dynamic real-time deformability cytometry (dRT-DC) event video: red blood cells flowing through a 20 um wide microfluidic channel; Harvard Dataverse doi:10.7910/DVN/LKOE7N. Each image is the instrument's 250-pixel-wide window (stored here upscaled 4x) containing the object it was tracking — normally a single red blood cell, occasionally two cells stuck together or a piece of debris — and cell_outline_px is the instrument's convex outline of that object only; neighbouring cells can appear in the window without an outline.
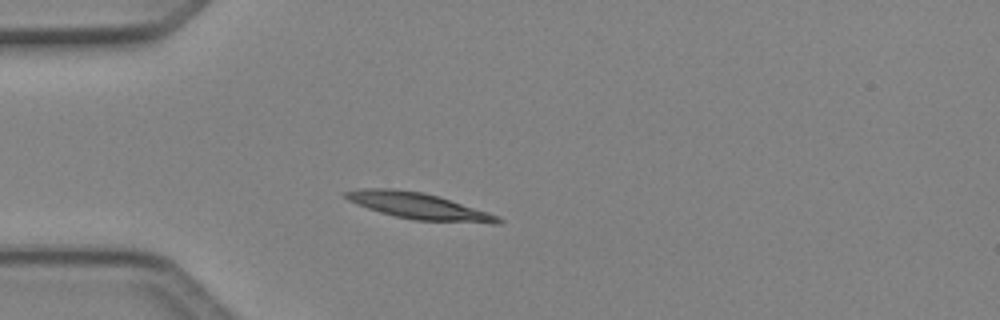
{"species": "Egyptian fruit bat (a non-hibernating species)", "species_latin": "Rousettus aegyptiacus", "temperature_condition": "cold", "stored_images_in_passage": 3, "camera_frame_rate_fps": 3000, "um_per_image_px": 0.085, "animal": {"sex": "female"}, "frame": {"image": 1, "passage_image": 2, "time_ms": 0.333, "image_size_px": [1000, 320], "cell_outline_px": [[504, 220], [500, 224], [492, 224], [412, 220], [380, 212], [368, 208], [348, 200], [344, 196], [344, 192], [360, 188], [392, 188], [420, 192], [436, 196], [488, 212], [500, 216]], "centroid_in_image_um": [35.63, 17.53], "position_along_channel_um": 49.4, "area_um2": 23.24}}